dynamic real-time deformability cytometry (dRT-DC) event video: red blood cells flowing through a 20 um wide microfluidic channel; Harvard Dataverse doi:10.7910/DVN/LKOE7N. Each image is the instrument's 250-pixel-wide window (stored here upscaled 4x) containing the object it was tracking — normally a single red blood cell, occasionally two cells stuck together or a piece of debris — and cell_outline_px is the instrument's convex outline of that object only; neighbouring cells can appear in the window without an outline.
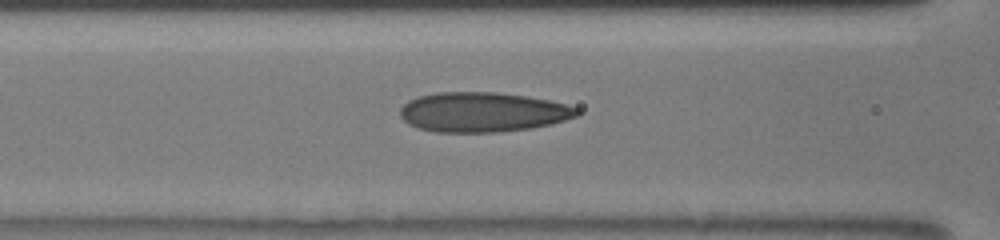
{"species": "human", "species_latin": "Homo sapiens", "temperature_condition": "room temperature", "stored_images_in_passage": 24, "camera_frame_rate_fps": 3000, "um_per_image_px": 0.085, "donor": {"sex": "male"}, "frame": {"image": 1, "passage_image": 15, "time_ms": 7.333, "image_size_px": [1000, 240], "cell_outline_px": [[580, 112], [576, 116], [552, 124], [528, 128], [500, 132], [436, 132], [416, 128], [408, 124], [400, 116], [400, 108], [408, 100], [420, 96], [436, 92], [496, 92], [524, 96], [548, 100], [580, 108]], "centroid_in_image_um": [41.0, 9.53], "position_along_channel_um": 125.6, "area_um2": 40.98}}
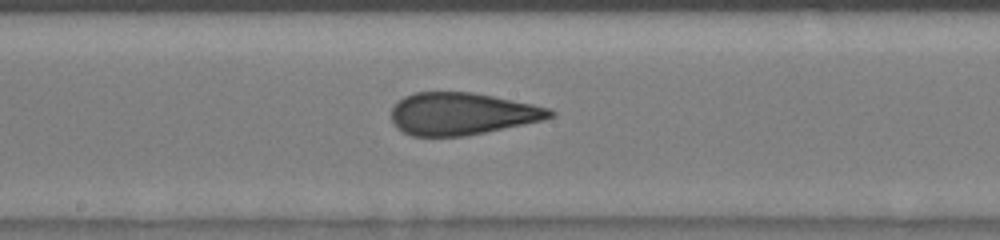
{"frame": {"image": 2, "passage_image": 19, "time_ms": 9.333, "image_size_px": [1000, 240], "cell_outline_px": [[556, 112], [552, 116], [544, 120], [468, 136], [412, 136], [396, 128], [392, 120], [392, 108], [404, 96], [416, 92], [472, 92], [532, 104], [548, 108]], "centroid_in_image_um": [39.26, 9.68], "position_along_channel_um": 208.9, "area_um2": 38.96}}
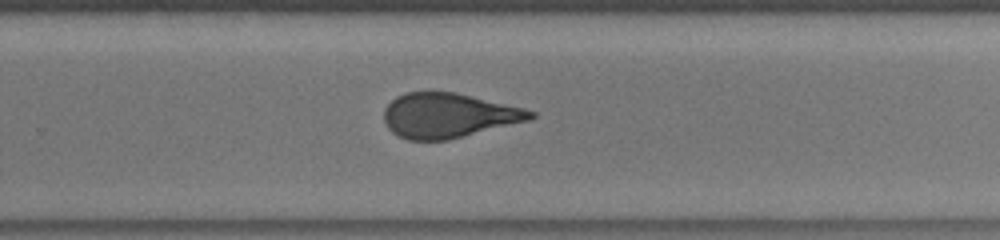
{"frame": {"image": 3, "passage_image": 23, "time_ms": 11.333, "image_size_px": [1000, 240], "cell_outline_px": [[536, 116], [532, 120], [448, 140], [408, 140], [396, 136], [388, 128], [384, 120], [384, 108], [396, 96], [404, 92], [428, 88], [456, 92], [524, 108], [536, 112]], "centroid_in_image_um": [38.09, 9.78], "position_along_channel_um": 291.7, "area_um2": 39.19}}